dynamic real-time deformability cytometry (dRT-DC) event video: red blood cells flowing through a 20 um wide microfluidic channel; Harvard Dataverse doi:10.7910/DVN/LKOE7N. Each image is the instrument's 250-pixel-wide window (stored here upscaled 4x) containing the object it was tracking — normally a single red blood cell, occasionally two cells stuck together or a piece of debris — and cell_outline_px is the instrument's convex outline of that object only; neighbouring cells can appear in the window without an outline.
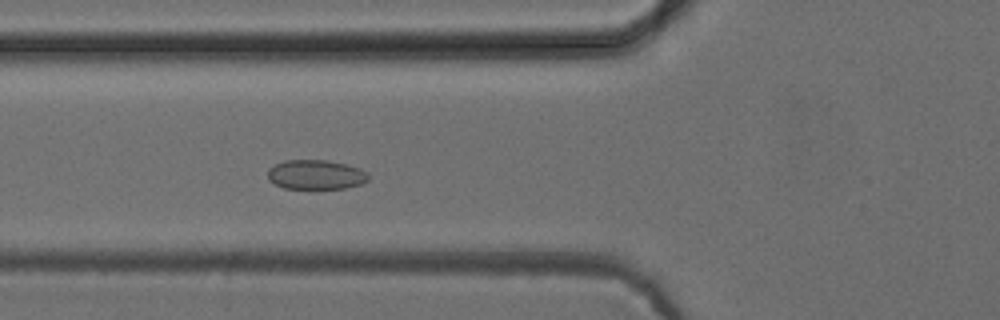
{"species": "common noctule bat (a hibernating species)", "species_latin": "Nyctalus noctula", "temperature_condition": "cold", "stored_images_in_passage": 43, "camera_frame_rate_fps": 3000, "um_per_image_px": 0.085, "animal": {"sex": "female", "body_mass_g": 24.6, "forearm_length_mm": 56.2}, "frame": {"image": 1, "passage_image": 10, "time_ms": 3.0, "image_size_px": [1000, 320], "cell_outline_px": [[368, 180], [360, 184], [344, 188], [284, 188], [268, 180], [268, 168], [284, 160], [328, 160], [348, 164], [360, 168], [368, 172]], "centroid_in_image_um": [26.85, 14.83], "position_along_channel_um": 98.9, "area_um2": 17.34}}
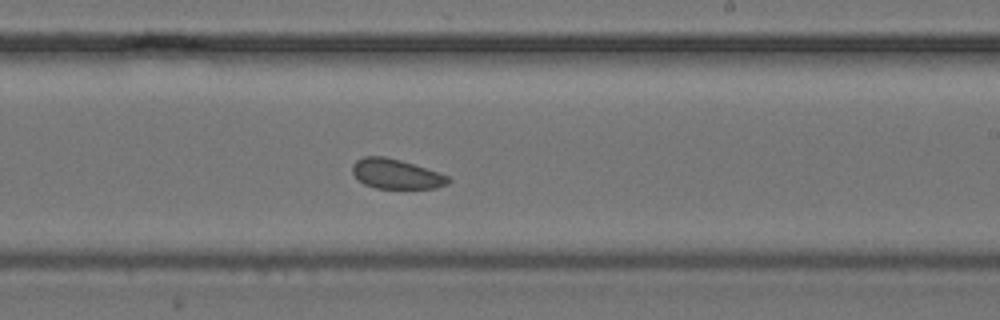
{"frame": {"image": 2, "passage_image": 22, "time_ms": 7.0, "image_size_px": [1000, 320], "cell_outline_px": [[452, 180], [448, 184], [436, 188], [376, 188], [364, 184], [352, 172], [352, 164], [356, 160], [364, 156], [384, 156], [400, 160], [448, 176]], "centroid_in_image_um": [33.65, 14.79], "position_along_channel_um": 255.3, "area_um2": 16.42}}
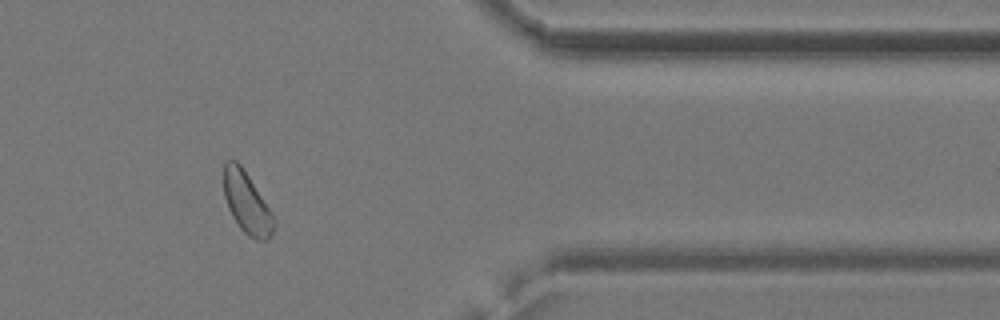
{"frame": {"image": 3, "passage_image": 34, "time_ms": 11.0, "image_size_px": [1000, 320], "cell_outline_px": [[276, 228], [268, 240], [256, 240], [248, 236], [240, 228], [232, 216], [228, 208], [224, 196], [224, 164], [228, 160], [236, 160], [240, 164], [248, 176], [276, 220]], "centroid_in_image_um": [20.99, 17.29], "position_along_channel_um": 390.4, "area_um2": 17.8}, "authors_computed_cell_mechanics": {"area_um2": 17.5712, "velocity_mm_per_s": 3.9165, "shape_relaxation_time_tau1_ms": null, "shape_relaxation_time_tau2_ms": 3.2738, "deformation_change_tau1": null, "deformation_change_tau2": 0.076}}